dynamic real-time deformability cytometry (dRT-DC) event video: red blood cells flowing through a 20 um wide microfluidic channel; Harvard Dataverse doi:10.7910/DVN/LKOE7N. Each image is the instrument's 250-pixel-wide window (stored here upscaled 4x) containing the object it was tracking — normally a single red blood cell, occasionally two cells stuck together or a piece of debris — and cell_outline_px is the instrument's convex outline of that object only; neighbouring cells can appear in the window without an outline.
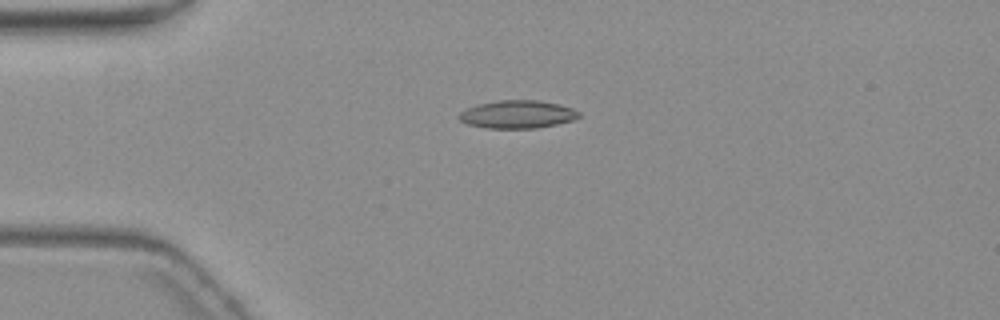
{"species": "common noctule bat (a hibernating species)", "species_latin": "Nyctalus noctula", "temperature_condition": "warm", "stored_images_in_passage": 7, "camera_frame_rate_fps": 3000, "um_per_image_px": 0.085, "animal": {"sex": "female", "body_mass_g": 19.3, "forearm_length_mm": 54.1}, "frame": {"image": 1, "passage_image": 5, "time_ms": 4.667, "image_size_px": [1000, 320], "cell_outline_px": [[580, 116], [572, 120], [556, 124], [536, 128], [484, 128], [468, 124], [460, 120], [460, 112], [476, 104], [496, 100], [540, 100], [572, 108], [580, 112]], "centroid_in_image_um": [43.97, 9.71], "position_along_channel_um": 41.0, "area_um2": 19.42}}
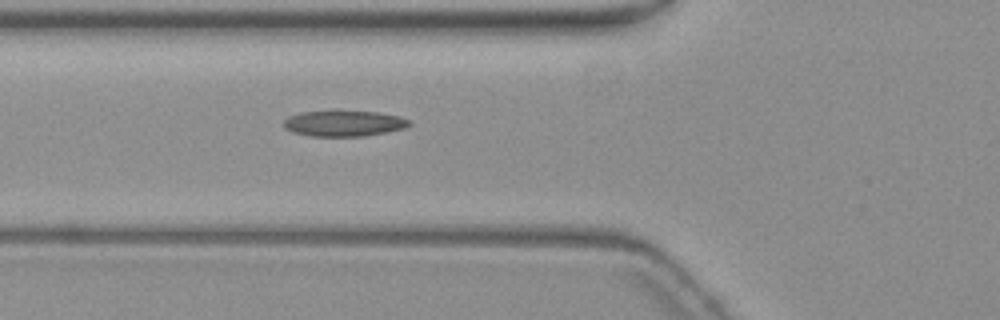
{"frame": {"image": 2, "passage_image": 7, "time_ms": 7.0, "image_size_px": [1000, 320], "cell_outline_px": [[412, 124], [408, 128], [364, 136], [312, 136], [292, 132], [284, 128], [284, 120], [288, 116], [300, 112], [328, 108], [340, 108], [376, 112], [400, 116], [408, 120]], "centroid_in_image_um": [29.21, 10.43], "position_along_channel_um": 96.6, "area_um2": 19.94}}